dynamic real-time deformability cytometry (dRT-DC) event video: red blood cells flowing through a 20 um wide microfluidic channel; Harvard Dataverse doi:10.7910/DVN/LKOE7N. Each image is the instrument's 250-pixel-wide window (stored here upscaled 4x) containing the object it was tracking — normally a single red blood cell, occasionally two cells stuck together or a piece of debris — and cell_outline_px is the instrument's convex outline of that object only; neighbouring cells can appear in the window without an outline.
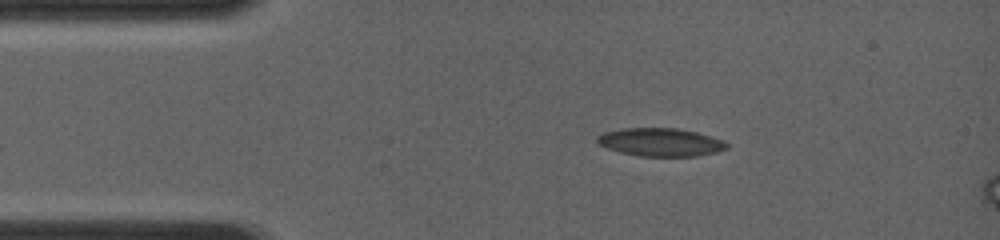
{"species": "common noctule bat (a hibernating species)", "species_latin": "Nyctalus noctula", "temperature_condition": "room temperature", "stored_images_in_passage": 44, "camera_frame_rate_fps": 4000, "um_per_image_px": 0.085, "animal": {"sex": "female", "body_mass_g": 19.0, "forearm_length_mm": 56.7}, "frame": {"image": 1, "passage_image": 1, "time_ms": 0.0, "image_size_px": [1000, 240], "cell_outline_px": [[728, 148], [716, 152], [696, 156], [640, 156], [620, 152], [608, 148], [600, 144], [596, 140], [596, 136], [604, 132], [624, 128], [676, 128], [696, 132], [712, 136], [724, 140], [728, 144]], "centroid_in_image_um": [56.17, 12.08], "position_along_channel_um": 28.8, "area_um2": 21.21}}
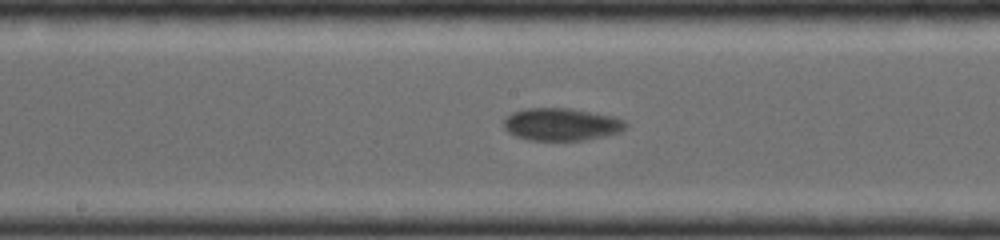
{"frame": {"image": 2, "passage_image": 22, "time_ms": 5.0, "image_size_px": [1000, 240], "cell_outline_px": [[628, 124], [620, 132], [604, 136], [584, 140], [528, 140], [516, 136], [508, 132], [504, 128], [504, 120], [512, 112], [524, 108], [572, 108], [612, 116], [624, 120]], "centroid_in_image_um": [47.71, 10.56], "position_along_channel_um": 200.5, "area_um2": 23.12}}
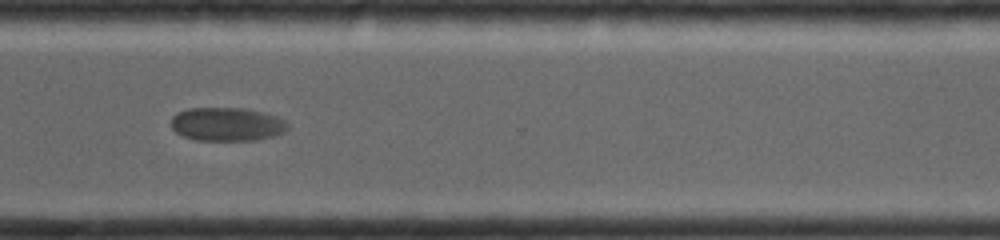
{"frame": {"image": 3, "passage_image": 39, "time_ms": 8.5, "image_size_px": [1000, 240], "cell_outline_px": [[288, 128], [284, 132], [272, 136], [256, 140], [196, 140], [184, 136], [176, 132], [172, 128], [172, 116], [176, 112], [188, 108], [248, 108], [264, 112], [276, 116], [284, 120], [288, 124]], "centroid_in_image_um": [19.29, 10.55], "position_along_channel_um": 351.3, "area_um2": 22.89}}